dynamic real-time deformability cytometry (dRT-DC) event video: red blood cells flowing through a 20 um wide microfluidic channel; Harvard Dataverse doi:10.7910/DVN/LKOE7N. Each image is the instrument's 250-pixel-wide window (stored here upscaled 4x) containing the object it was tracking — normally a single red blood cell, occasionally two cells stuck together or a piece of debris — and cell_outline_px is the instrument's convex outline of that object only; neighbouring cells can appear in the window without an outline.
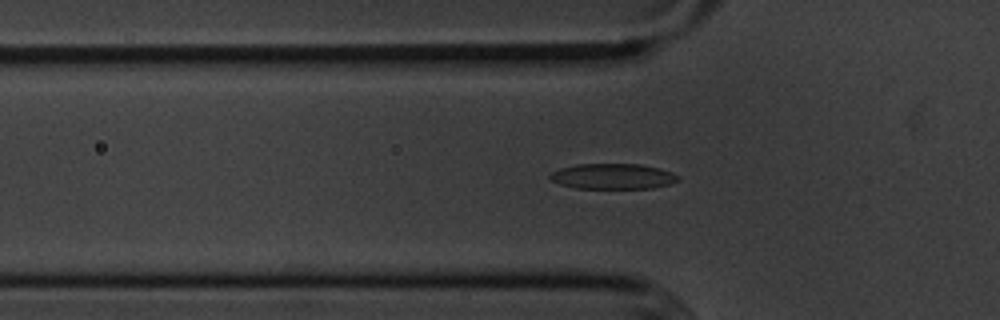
{"species": "common noctule bat (a hibernating species)", "species_latin": "Nyctalus noctula", "temperature_condition": "cold", "stored_images_in_passage": 55, "camera_frame_rate_fps": 3000, "um_per_image_px": 0.085, "animal": {"sex": "male", "body_mass_g": 20.1, "forearm_length_mm": 53.5}, "frame": {"image": 1, "passage_image": 17, "time_ms": 5.333, "image_size_px": [1000, 320], "cell_outline_px": [[680, 180], [668, 184], [652, 188], [576, 188], [560, 184], [552, 180], [548, 176], [552, 172], [560, 168], [576, 164], [640, 164], [660, 168], [672, 172], [680, 176]], "centroid_in_image_um": [52.11, 14.98], "position_along_channel_um": 73.7, "area_um2": 19.02}}
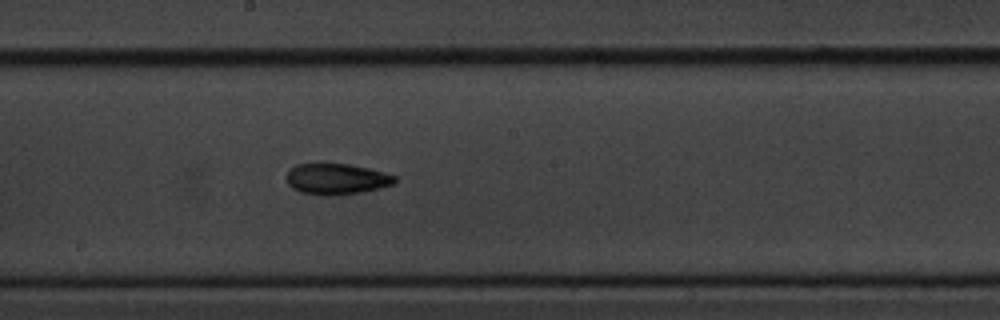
{"frame": {"image": 2, "passage_image": 29, "time_ms": 9.333, "image_size_px": [1000, 320], "cell_outline_px": [[396, 184], [380, 188], [360, 192], [332, 196], [300, 192], [292, 188], [288, 184], [288, 172], [296, 164], [348, 164], [368, 168], [384, 172], [396, 176]], "centroid_in_image_um": [28.65, 15.22], "position_along_channel_um": 219.6, "area_um2": 19.36}}
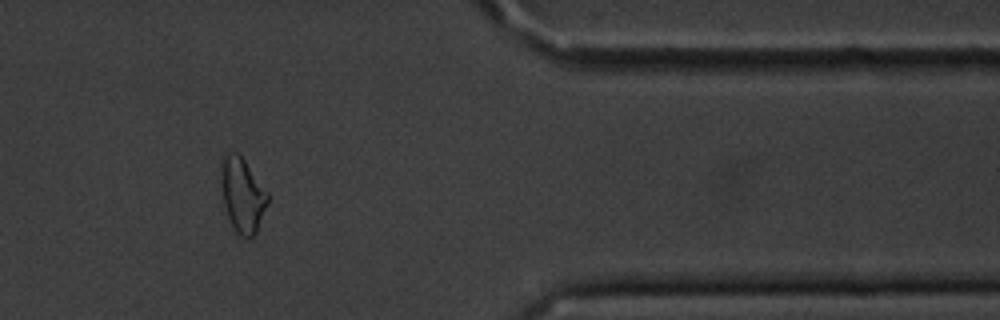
{"frame": {"image": 3, "passage_image": 45, "time_ms": 14.667, "image_size_px": [1000, 320], "cell_outline_px": [[268, 204], [256, 232], [248, 240], [240, 236], [236, 232], [228, 216], [224, 204], [220, 180], [220, 160], [224, 152], [236, 152], [244, 160], [268, 192]], "centroid_in_image_um": [20.58, 16.55], "position_along_channel_um": 390.8, "area_um2": 20.4}, "authors_computed_cell_mechanics": {"area_um2": 19.074, "velocity_mm_per_s": 3.6229, "shape_relaxation_time_tau1_ms": 4.0765, "shape_relaxation_time_tau2_ms": 4.9001, "deformation_change_tau1": 0.127, "deformation_change_tau2": 0.1301}}